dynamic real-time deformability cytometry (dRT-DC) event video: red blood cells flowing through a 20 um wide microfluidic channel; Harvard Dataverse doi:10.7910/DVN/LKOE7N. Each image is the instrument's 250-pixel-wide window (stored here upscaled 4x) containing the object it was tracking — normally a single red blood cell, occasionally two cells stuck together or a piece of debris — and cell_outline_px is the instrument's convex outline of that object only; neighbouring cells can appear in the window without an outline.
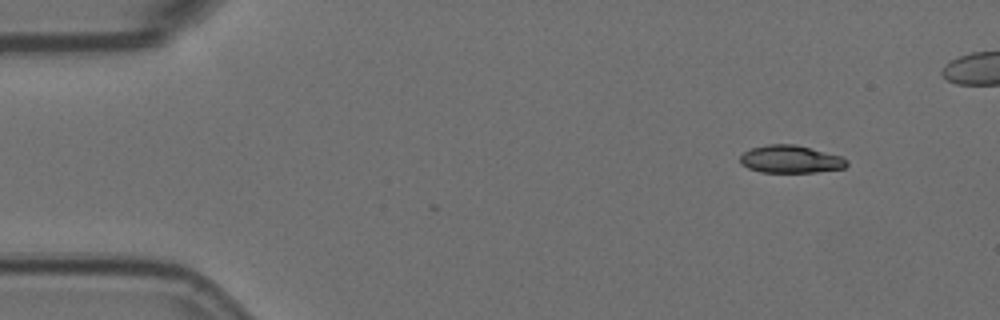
{"species": "Egyptian fruit bat (a non-hibernating species)", "species_latin": "Rousettus aegyptiacus", "temperature_condition": "room temperature", "stored_images_in_passage": 5, "camera_frame_rate_fps": 3000, "um_per_image_px": 0.085, "animal": {"sex": "female"}, "frame": {"image": 1, "passage_image": 1, "time_ms": 0.0, "image_size_px": [1000, 320], "cell_outline_px": [[848, 164], [844, 168], [816, 172], [760, 172], [748, 168], [740, 164], [740, 156], [744, 152], [752, 148], [768, 144], [796, 144], [840, 156], [848, 160]], "centroid_in_image_um": [67.19, 13.53], "position_along_channel_um": 17.8, "area_um2": 17.17}}
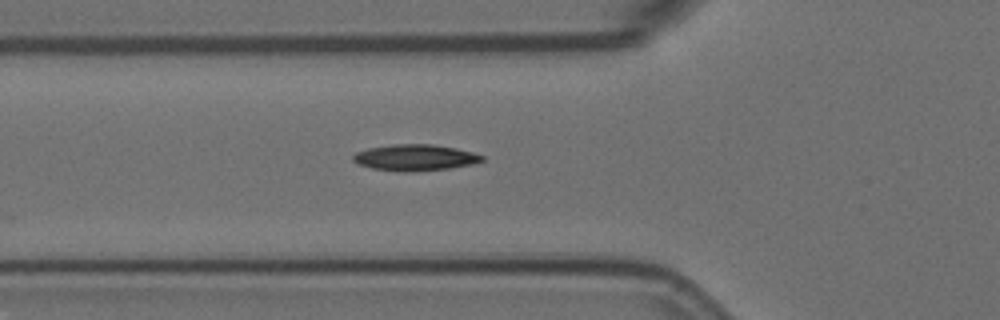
{"frame": {"image": 2, "passage_image": 5, "time_ms": 1.333, "image_size_px": [1000, 320], "cell_outline_px": [[484, 160], [472, 164], [448, 168], [412, 172], [404, 172], [372, 168], [360, 164], [352, 160], [352, 156], [356, 152], [368, 148], [392, 144], [432, 144], [456, 148], [472, 152], [484, 156]], "centroid_in_image_um": [35.27, 13.39], "position_along_channel_um": 90.5, "area_um2": 19.65}}